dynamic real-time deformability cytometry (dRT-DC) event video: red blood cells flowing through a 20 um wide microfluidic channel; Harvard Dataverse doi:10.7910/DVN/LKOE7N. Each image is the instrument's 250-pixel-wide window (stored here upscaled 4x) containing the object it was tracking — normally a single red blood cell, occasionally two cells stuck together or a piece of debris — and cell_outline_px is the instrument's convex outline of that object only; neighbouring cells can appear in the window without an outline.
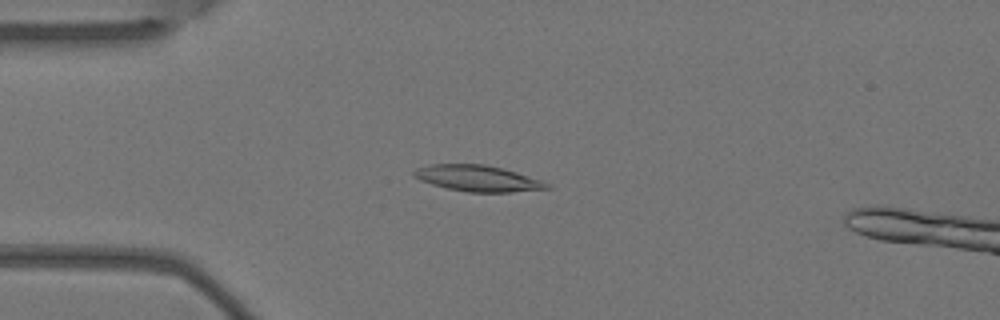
{"species": "Egyptian fruit bat (a non-hibernating species)", "species_latin": "Rousettus aegyptiacus", "temperature_condition": "warm", "stored_images_in_passage": 5, "camera_frame_rate_fps": 3000, "um_per_image_px": 0.085, "animal": {"sex": "female"}, "frame": {"image": 1, "passage_image": 3, "time_ms": 0.667, "image_size_px": [1000, 320], "cell_outline_px": [[552, 188], [512, 192], [468, 192], [448, 188], [432, 184], [420, 180], [412, 176], [412, 172], [416, 168], [428, 164], [484, 164], [516, 172], [552, 184]], "centroid_in_image_um": [40.59, 15.16], "position_along_channel_um": 44.4, "area_um2": 20.17}}
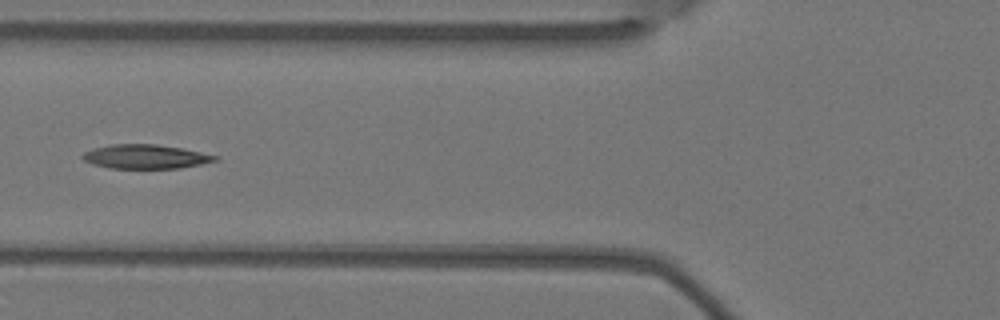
{"frame": {"image": 2, "passage_image": 5, "time_ms": 1.333, "image_size_px": [1000, 320], "cell_outline_px": [[220, 160], [180, 168], [108, 168], [92, 164], [84, 160], [80, 156], [84, 152], [92, 148], [112, 144], [156, 144], [180, 148], [220, 156]], "centroid_in_image_um": [12.36, 13.31], "position_along_channel_um": 113.4, "area_um2": 18.67}}